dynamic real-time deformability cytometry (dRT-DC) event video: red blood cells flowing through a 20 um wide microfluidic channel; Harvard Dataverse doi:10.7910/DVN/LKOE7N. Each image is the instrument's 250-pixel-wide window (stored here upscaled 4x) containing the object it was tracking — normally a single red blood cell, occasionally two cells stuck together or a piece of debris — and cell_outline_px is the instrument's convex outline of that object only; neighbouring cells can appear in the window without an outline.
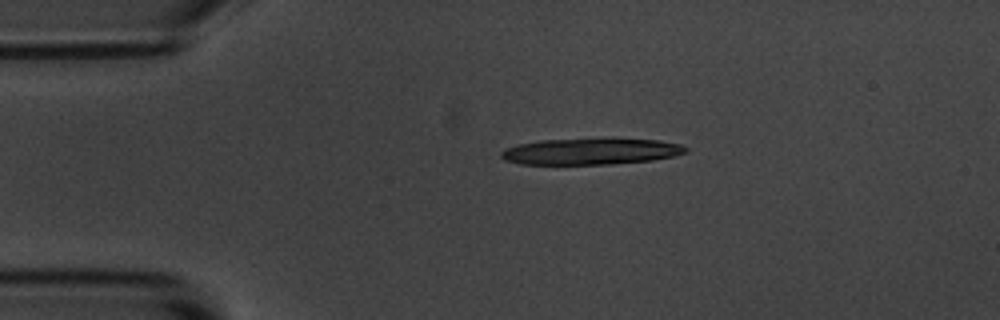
{"species": "common noctule bat (a hibernating species)", "species_latin": "Nyctalus noctula", "temperature_condition": "room temperature", "stored_images_in_passage": 4, "camera_frame_rate_fps": 3000, "um_per_image_px": 0.085, "animal": {"sex": "male", "body_mass_g": 20.1, "forearm_length_mm": 53.5}, "frame": {"image": 1, "passage_image": 3, "time_ms": 2.333, "image_size_px": [1000, 320], "cell_outline_px": [[688, 152], [676, 156], [652, 160], [612, 164], [520, 164], [504, 160], [500, 156], [500, 152], [508, 148], [520, 144], [540, 140], [660, 140], [680, 144], [688, 148]], "centroid_in_image_um": [50.24, 12.9], "position_along_channel_um": 34.8, "area_um2": 27.69}}